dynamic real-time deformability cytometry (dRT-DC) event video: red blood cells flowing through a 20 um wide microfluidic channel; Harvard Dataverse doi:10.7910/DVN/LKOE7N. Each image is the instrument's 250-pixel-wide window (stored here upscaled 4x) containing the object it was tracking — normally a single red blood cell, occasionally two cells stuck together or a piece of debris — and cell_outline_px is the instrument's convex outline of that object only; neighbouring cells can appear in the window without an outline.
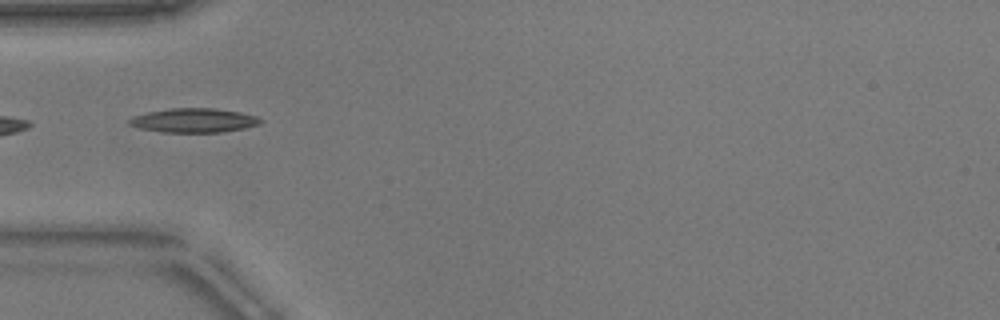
{"species": "common noctule bat (a hibernating species)", "species_latin": "Nyctalus noctula", "temperature_condition": "warm", "stored_images_in_passage": 37, "camera_frame_rate_fps": 3000, "um_per_image_px": 0.085, "animal": {"sex": "male", "body_mass_g": 17.9}, "frame": {"image": 1, "passage_image": 1, "time_ms": 0.0, "image_size_px": [1000, 320], "cell_outline_px": [[264, 120], [260, 124], [244, 128], [220, 132], [164, 132], [140, 128], [128, 124], [128, 120], [132, 116], [148, 112], [172, 108], [216, 108], [240, 112], [256, 116]], "centroid_in_image_um": [16.49, 10.23], "position_along_channel_um": 68.5, "area_um2": 18.44}}
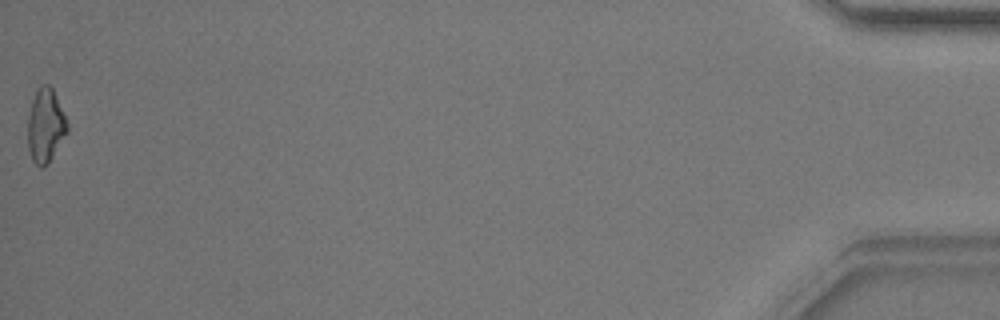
{"frame": {"image": 2, "passage_image": 37, "time_ms": 12.0, "image_size_px": [1000, 320], "cell_outline_px": [[68, 132], [48, 164], [44, 168], [40, 168], [32, 160], [28, 148], [28, 116], [32, 100], [40, 84], [48, 84], [52, 88], [68, 124]], "centroid_in_image_um": [3.86, 10.71], "position_along_channel_um": 431.3, "area_um2": 16.94}, "authors_computed_cell_mechanics": {"area_um2": 16.762, "velocity_mm_per_s": 3.8467, "shape_relaxation_time_tau1_ms": 3.3582, "shape_relaxation_time_tau2_ms": 5.7218, "deformation_change_tau1": 0.1474, "deformation_change_tau2": 0.1192}}